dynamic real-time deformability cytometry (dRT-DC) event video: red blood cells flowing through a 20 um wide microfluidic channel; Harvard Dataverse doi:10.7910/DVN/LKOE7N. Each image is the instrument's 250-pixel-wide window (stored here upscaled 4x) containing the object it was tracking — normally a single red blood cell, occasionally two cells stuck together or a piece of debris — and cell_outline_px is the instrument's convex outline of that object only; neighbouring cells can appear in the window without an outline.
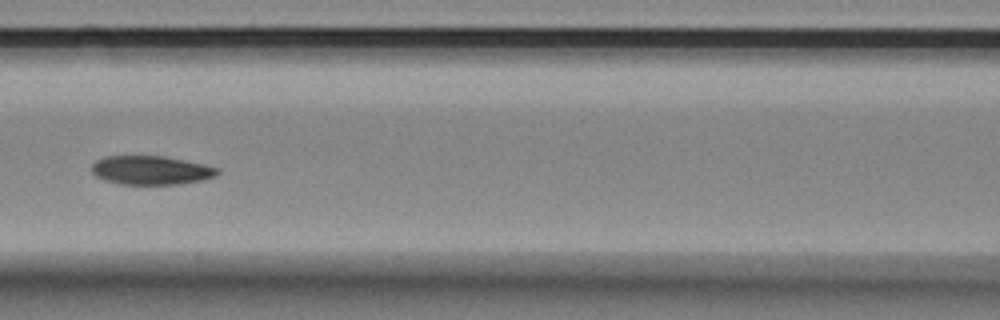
{"species": "Egyptian fruit bat (a non-hibernating species)", "species_latin": "Rousettus aegyptiacus", "temperature_condition": "room temperature", "stored_images_in_passage": 9, "camera_frame_rate_fps": 3000, "um_per_image_px": 0.085, "animal": {"sex": "female"}, "frame": {"image": 1, "passage_image": 6, "time_ms": 1.667, "image_size_px": [1000, 320], "cell_outline_px": [[220, 172], [216, 176], [200, 180], [176, 184], [120, 184], [104, 180], [96, 176], [92, 172], [92, 164], [96, 160], [104, 156], [164, 156], [220, 168]], "centroid_in_image_um": [12.81, 14.47], "position_along_channel_um": 153.8, "area_um2": 20.98}}
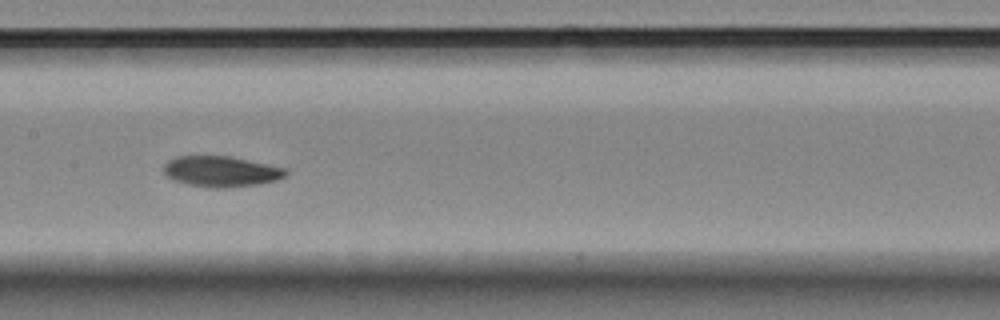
{"frame": {"image": 2, "passage_image": 7, "time_ms": 2.0, "image_size_px": [1000, 320], "cell_outline_px": [[288, 172], [284, 176], [276, 180], [260, 184], [228, 188], [208, 188], [188, 184], [172, 180], [164, 176], [164, 164], [168, 160], [176, 156], [228, 156], [288, 168]], "centroid_in_image_um": [18.77, 14.58], "position_along_channel_um": 188.6, "area_um2": 22.08}}
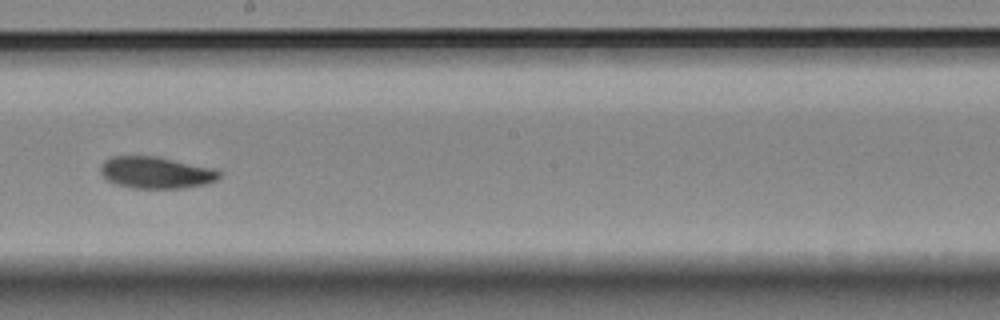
{"frame": {"image": 3, "passage_image": 8, "time_ms": 2.333, "image_size_px": [1000, 320], "cell_outline_px": [[224, 172], [216, 180], [208, 184], [184, 188], [132, 188], [116, 184], [108, 180], [100, 172], [100, 164], [104, 160], [112, 156], [156, 156], [216, 168]], "centroid_in_image_um": [13.3, 14.66], "position_along_channel_um": 234.9, "area_um2": 22.31}}